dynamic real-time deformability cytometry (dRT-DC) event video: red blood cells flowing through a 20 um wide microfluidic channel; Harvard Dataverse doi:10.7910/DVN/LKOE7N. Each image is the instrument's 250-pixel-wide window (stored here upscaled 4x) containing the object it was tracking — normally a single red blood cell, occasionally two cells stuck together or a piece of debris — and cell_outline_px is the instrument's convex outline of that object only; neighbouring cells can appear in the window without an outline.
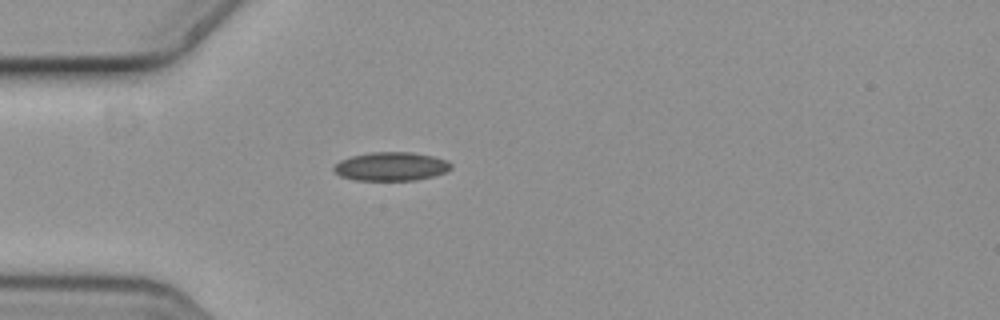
{"species": "common noctule bat (a hibernating species)", "species_latin": "Nyctalus noctula", "temperature_condition": "cold", "stored_images_in_passage": 2, "camera_frame_rate_fps": 3000, "um_per_image_px": 0.085, "animal": {"sex": "female", "body_mass_g": 19.3, "forearm_length_mm": 54.1}, "frame": {"image": 1, "passage_image": 1, "time_ms": 0.0, "image_size_px": [1000, 320], "cell_outline_px": [[452, 168], [444, 172], [432, 176], [416, 180], [356, 180], [340, 176], [332, 168], [340, 160], [352, 156], [372, 152], [412, 152], [432, 156], [448, 160], [452, 164]], "centroid_in_image_um": [33.25, 14.14], "position_along_channel_um": 51.7, "area_um2": 19.48}}